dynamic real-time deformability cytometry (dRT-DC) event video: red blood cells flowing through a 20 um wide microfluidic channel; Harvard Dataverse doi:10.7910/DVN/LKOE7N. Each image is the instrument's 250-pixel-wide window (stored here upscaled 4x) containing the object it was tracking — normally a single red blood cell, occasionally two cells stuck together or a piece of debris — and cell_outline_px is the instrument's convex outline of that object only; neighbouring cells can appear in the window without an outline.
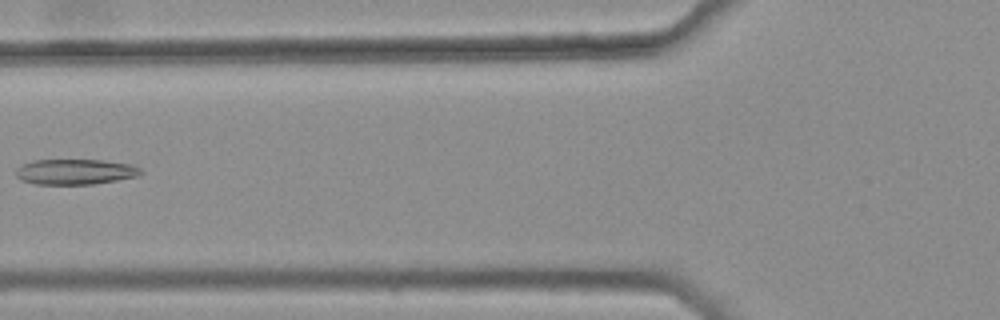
{"species": "common noctule bat (a hibernating species)", "species_latin": "Nyctalus noctula", "temperature_condition": "warm", "stored_images_in_passage": 7, "camera_frame_rate_fps": 3000, "um_per_image_px": 0.085, "animal": {"sex": "female", "body_mass_g": 25.1}, "frame": {"image": 1, "passage_image": 6, "time_ms": 1.667, "image_size_px": [1000, 320], "cell_outline_px": [[144, 172], [136, 176], [116, 180], [92, 184], [36, 184], [20, 180], [16, 176], [16, 168], [20, 164], [32, 160], [104, 160], [132, 164], [140, 168]], "centroid_in_image_um": [6.36, 14.59], "position_along_channel_um": 119.4, "area_um2": 18.61}}
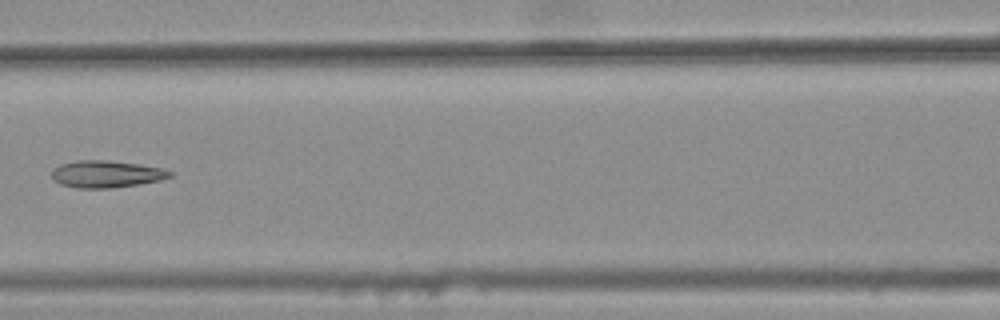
{"frame": {"image": 2, "passage_image": 7, "time_ms": 2.0, "image_size_px": [1000, 320], "cell_outline_px": [[172, 176], [160, 180], [112, 188], [76, 188], [60, 184], [52, 180], [52, 168], [60, 164], [76, 160], [108, 160], [164, 168], [172, 172]], "centroid_in_image_um": [8.99, 14.79], "position_along_channel_um": 157.6, "area_um2": 18.67}}